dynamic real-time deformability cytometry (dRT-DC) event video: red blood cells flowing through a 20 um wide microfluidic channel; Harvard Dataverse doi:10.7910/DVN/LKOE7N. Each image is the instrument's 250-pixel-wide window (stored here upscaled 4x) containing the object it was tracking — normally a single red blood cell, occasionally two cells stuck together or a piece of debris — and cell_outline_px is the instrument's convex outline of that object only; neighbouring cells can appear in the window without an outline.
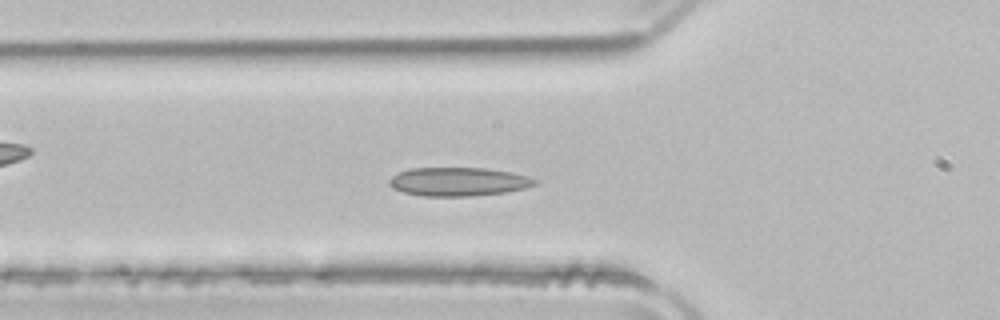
{"species": "common noctule bat (a hibernating species)", "species_latin": "Nyctalus noctula", "temperature_condition": "room temperature", "stored_images_in_passage": 50, "camera_frame_rate_fps": 3000, "um_per_image_px": 0.085, "animal": {"sex": "male", "body_mass_g": 21.5, "forearm_length_mm": 52.0}, "frame": {"image": 1, "passage_image": 16, "time_ms": 5.0, "image_size_px": [1000, 320], "cell_outline_px": [[540, 180], [536, 184], [524, 188], [504, 192], [472, 196], [424, 196], [404, 192], [392, 188], [388, 184], [388, 180], [392, 176], [400, 172], [412, 168], [488, 168], [512, 172], [528, 176]], "centroid_in_image_um": [38.98, 15.44], "position_along_channel_um": 86.8, "area_um2": 24.33}}
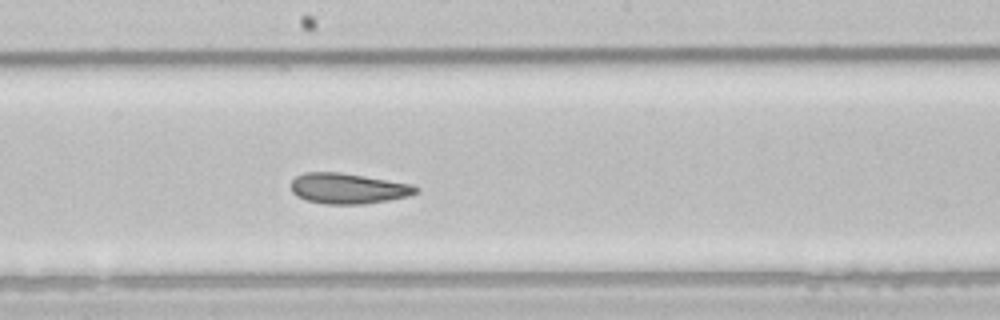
{"frame": {"image": 2, "passage_image": 26, "time_ms": 8.333, "image_size_px": [1000, 320], "cell_outline_px": [[420, 192], [408, 196], [388, 200], [364, 204], [324, 204], [308, 200], [296, 196], [292, 192], [292, 180], [296, 176], [304, 172], [340, 172], [412, 184], [420, 188]], "centroid_in_image_um": [29.61, 16.02], "position_along_channel_um": 218.6, "area_um2": 22.25}}
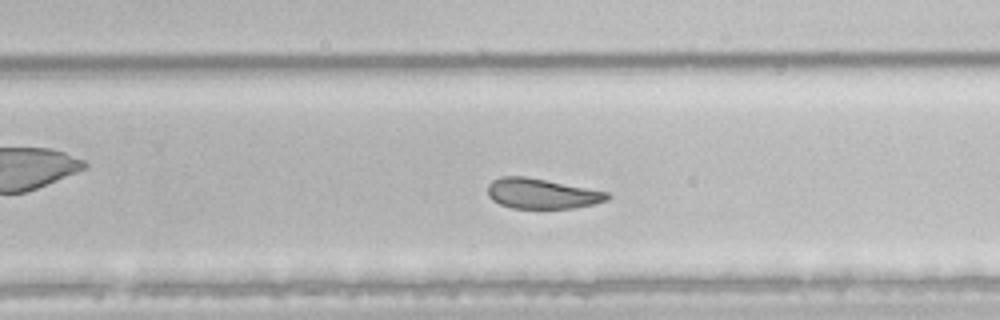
{"frame": {"image": 3, "passage_image": 31, "time_ms": 10.0, "image_size_px": [1000, 320], "cell_outline_px": [[612, 196], [608, 200], [576, 208], [512, 208], [500, 204], [492, 200], [488, 196], [488, 184], [492, 180], [500, 176], [524, 176], [608, 192]], "centroid_in_image_um": [46.03, 16.46], "position_along_channel_um": 283.8, "area_um2": 20.98}, "authors_computed_cell_mechanics": {"area_um2": 24.276, "velocity_mm_per_s": 3.9293, "shape_relaxation_time_tau1_ms": null, "shape_relaxation_time_tau2_ms": 2.9674, "deformation_change_tau1": null, "deformation_change_tau2": 0.0747}}